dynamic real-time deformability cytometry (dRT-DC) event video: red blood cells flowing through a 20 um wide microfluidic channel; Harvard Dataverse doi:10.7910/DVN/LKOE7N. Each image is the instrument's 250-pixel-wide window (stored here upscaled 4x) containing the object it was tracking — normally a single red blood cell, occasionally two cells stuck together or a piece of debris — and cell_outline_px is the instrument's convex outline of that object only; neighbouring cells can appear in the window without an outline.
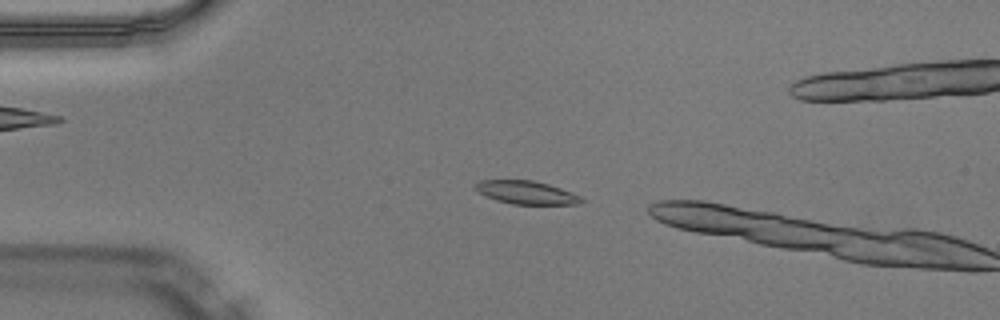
{"species": "Egyptian fruit bat (a non-hibernating species)", "species_latin": "Rousettus aegyptiacus", "temperature_condition": "warm", "stored_images_in_passage": 6, "camera_frame_rate_fps": 3000, "um_per_image_px": 0.085, "animal": {"sex": "male"}, "frame": {"image": 1, "passage_image": 3, "time_ms": 0.667, "image_size_px": [1000, 320], "cell_outline_px": [[584, 200], [580, 204], [512, 204], [496, 200], [484, 196], [476, 192], [476, 184], [480, 180], [532, 180], [548, 184], [572, 192], [580, 196]], "centroid_in_image_um": [44.72, 16.36], "position_along_channel_um": 40.3, "area_um2": 14.33}}